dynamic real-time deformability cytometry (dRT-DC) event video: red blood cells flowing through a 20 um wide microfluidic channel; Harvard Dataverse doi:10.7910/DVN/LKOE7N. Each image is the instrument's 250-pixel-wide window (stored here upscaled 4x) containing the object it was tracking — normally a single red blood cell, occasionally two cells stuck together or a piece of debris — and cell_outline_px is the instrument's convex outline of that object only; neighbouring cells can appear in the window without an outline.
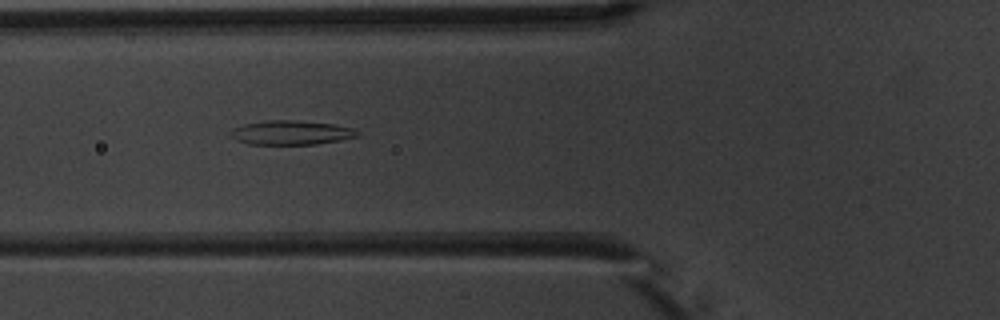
{"species": "common noctule bat (a hibernating species)", "species_latin": "Nyctalus noctula", "temperature_condition": "warm", "stored_images_in_passage": 9, "camera_frame_rate_fps": 3000, "um_per_image_px": 0.085, "animal": {"sex": "male", "body_mass_g": 20.1, "forearm_length_mm": 53.5}, "frame": {"image": 1, "passage_image": 4, "time_ms": 3.333, "image_size_px": [1000, 320], "cell_outline_px": [[360, 136], [340, 140], [316, 144], [248, 144], [236, 140], [228, 136], [228, 132], [232, 128], [244, 124], [268, 120], [296, 120], [332, 124], [352, 128], [360, 132]], "centroid_in_image_um": [24.7, 11.27], "position_along_channel_um": 101.1, "area_um2": 18.03}}
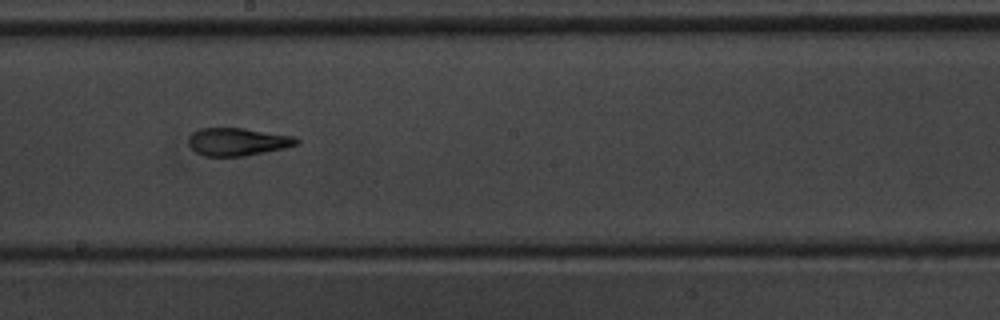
{"frame": {"image": 2, "passage_image": 7, "time_ms": 6.667, "image_size_px": [1000, 320], "cell_outline_px": [[300, 144], [284, 148], [244, 156], [204, 156], [196, 152], [188, 144], [188, 140], [192, 132], [200, 128], [244, 128], [296, 136], [300, 140]], "centroid_in_image_um": [20.22, 12.04], "position_along_channel_um": 228.0, "area_um2": 17.63}}
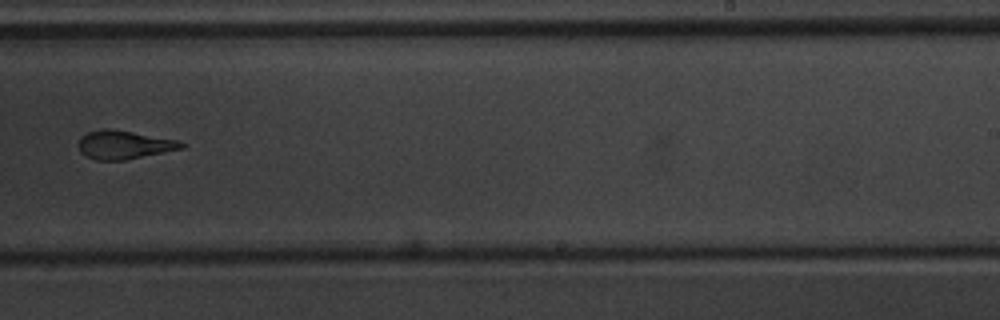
{"frame": {"image": 3, "passage_image": 8, "time_ms": 8.0, "image_size_px": [1000, 320], "cell_outline_px": [[184, 148], [124, 160], [96, 160], [80, 152], [80, 136], [88, 132], [100, 128], [108, 128], [180, 140], [184, 144]], "centroid_in_image_um": [10.55, 12.29], "position_along_channel_um": 278.4, "area_um2": 16.94}}